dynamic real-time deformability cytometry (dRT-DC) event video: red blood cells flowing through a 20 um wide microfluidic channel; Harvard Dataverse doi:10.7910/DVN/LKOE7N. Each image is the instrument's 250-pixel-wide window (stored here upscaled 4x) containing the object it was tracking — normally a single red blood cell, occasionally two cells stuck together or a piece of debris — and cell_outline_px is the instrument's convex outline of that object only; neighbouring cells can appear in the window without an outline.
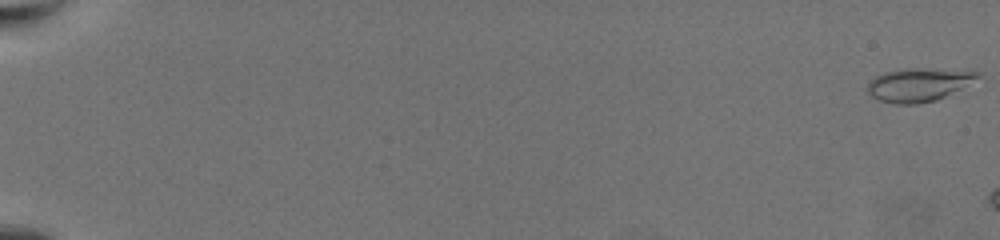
{"species": "common noctule bat (a hibernating species)", "species_latin": "Nyctalus noctula", "temperature_condition": "warm", "stored_images_in_passage": 11, "camera_frame_rate_fps": 3000, "um_per_image_px": 0.085, "animal": {"sex": "female", "body_mass_g": 19.5, "forearm_length_mm": 54.1}, "frame": {"image": 1, "passage_image": 1, "time_ms": 0.0, "image_size_px": [1000, 240], "cell_outline_px": [[980, 76], [944, 96], [936, 100], [916, 104], [896, 104], [880, 100], [872, 96], [868, 92], [868, 84], [876, 76], [884, 72], [900, 68], [980, 72]], "centroid_in_image_um": [77.99, 7.21], "position_along_channel_um": 7.0, "area_um2": 20.52}}